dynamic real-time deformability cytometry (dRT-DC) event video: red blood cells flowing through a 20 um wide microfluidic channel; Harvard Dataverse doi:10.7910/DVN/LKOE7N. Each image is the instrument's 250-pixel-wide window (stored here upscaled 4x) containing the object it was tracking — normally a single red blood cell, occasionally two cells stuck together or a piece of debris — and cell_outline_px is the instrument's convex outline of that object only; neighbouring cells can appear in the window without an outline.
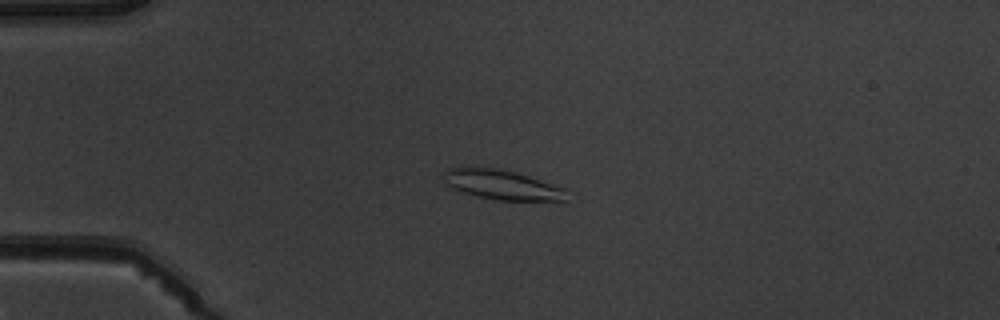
{"species": "common noctule bat (a hibernating species)", "species_latin": "Nyctalus noctula", "temperature_condition": "warm", "stored_images_in_passage": 4, "camera_frame_rate_fps": 3000, "um_per_image_px": 0.085, "animal": {"sex": "male", "body_mass_g": 19.5, "forearm_length_mm": 54.6}, "frame": {"image": 1, "passage_image": 4, "time_ms": 3.333, "image_size_px": [1000, 320], "cell_outline_px": [[568, 188], [564, 200], [496, 200], [476, 196], [452, 188], [444, 180], [444, 172], [448, 168], [476, 164], [500, 168], [516, 172]], "centroid_in_image_um": [42.63, 15.65], "position_along_channel_um": 42.4, "area_um2": 21.85}}